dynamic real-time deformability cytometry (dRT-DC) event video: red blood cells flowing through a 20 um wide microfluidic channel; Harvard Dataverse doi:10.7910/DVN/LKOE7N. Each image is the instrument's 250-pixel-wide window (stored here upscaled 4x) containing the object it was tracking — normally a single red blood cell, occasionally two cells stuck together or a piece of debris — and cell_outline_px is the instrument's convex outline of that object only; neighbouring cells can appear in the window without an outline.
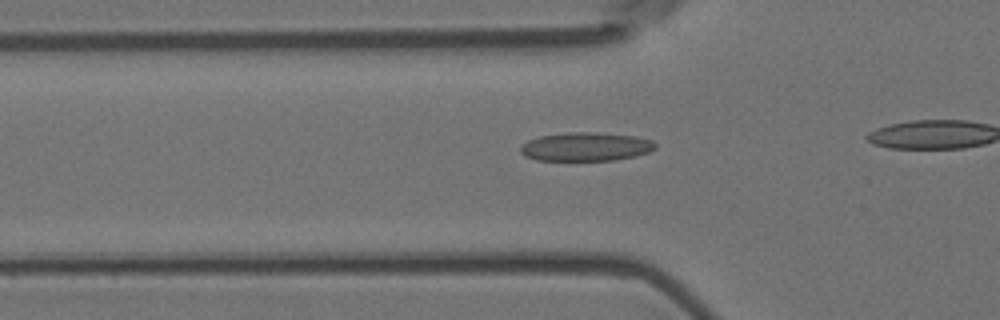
{"species": "Egyptian fruit bat (a non-hibernating species)", "species_latin": "Rousettus aegyptiacus", "temperature_condition": "room temperature", "stored_images_in_passage": 34, "camera_frame_rate_fps": 3000, "um_per_image_px": 0.085, "animal": {"sex": "female"}, "frame": {"image": 1, "passage_image": 9, "time_ms": 2.667, "image_size_px": [1000, 320], "cell_outline_px": [[656, 148], [648, 152], [636, 156], [616, 160], [536, 160], [524, 156], [520, 152], [520, 148], [528, 140], [540, 136], [568, 132], [596, 132], [636, 136], [652, 140], [656, 144]], "centroid_in_image_um": [49.81, 12.47], "position_along_channel_um": 76.0, "area_um2": 22.6}}
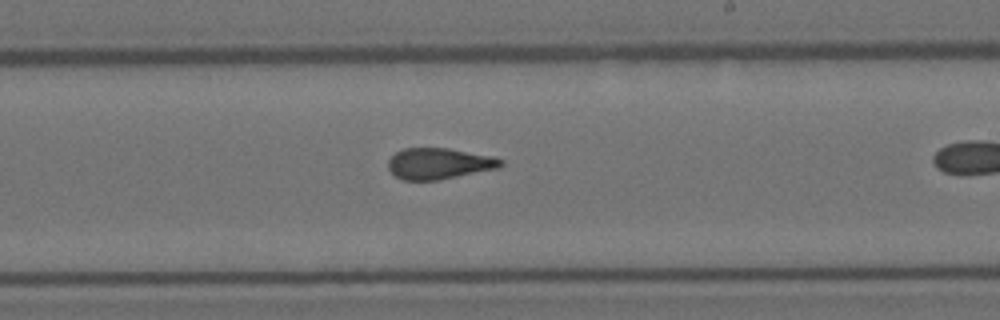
{"frame": {"image": 2, "passage_image": 23, "time_ms": 7.333, "image_size_px": [1000, 320], "cell_outline_px": [[504, 164], [500, 168], [440, 180], [404, 180], [396, 176], [388, 168], [388, 160], [396, 152], [404, 148], [448, 148], [492, 156], [504, 160]], "centroid_in_image_um": [37.35, 13.91], "position_along_channel_um": 251.6, "area_um2": 20.52}}
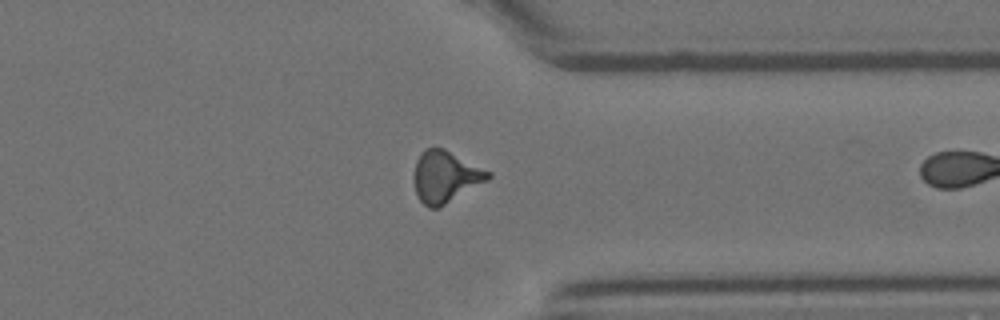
{"frame": {"image": 3, "passage_image": 33, "time_ms": 10.667, "image_size_px": [1000, 320], "cell_outline_px": [[492, 176], [488, 180], [440, 208], [428, 208], [420, 200], [416, 192], [412, 180], [412, 176], [416, 160], [424, 148], [444, 148], [492, 172]], "centroid_in_image_um": [37.84, 15.03], "position_along_channel_um": 373.6, "area_um2": 22.66}}